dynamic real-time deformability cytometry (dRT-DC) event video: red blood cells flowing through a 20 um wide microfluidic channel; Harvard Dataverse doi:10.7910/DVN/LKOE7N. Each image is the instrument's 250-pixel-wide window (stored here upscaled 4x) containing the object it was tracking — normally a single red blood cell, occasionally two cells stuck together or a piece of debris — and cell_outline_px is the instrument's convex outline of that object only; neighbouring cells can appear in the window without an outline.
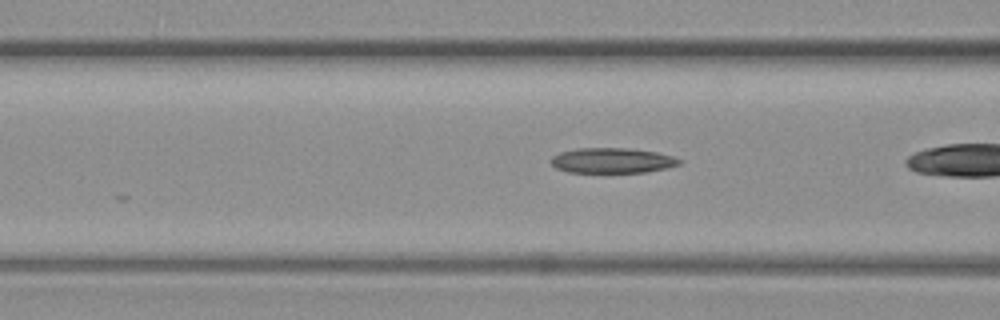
{"species": "common noctule bat (a hibernating species)", "species_latin": "Nyctalus noctula", "temperature_condition": "warm", "stored_images_in_passage": 29, "camera_frame_rate_fps": 3000, "um_per_image_px": 0.085, "animal": {"sex": "female", "body_mass_g": 19.3, "forearm_length_mm": 54.1}, "frame": {"image": 1, "passage_image": 20, "time_ms": 6.333, "image_size_px": [1000, 320], "cell_outline_px": [[680, 164], [668, 168], [644, 172], [568, 172], [556, 168], [548, 160], [552, 156], [560, 152], [576, 148], [628, 148], [656, 152], [672, 156], [680, 160]], "centroid_in_image_um": [51.99, 13.64], "position_along_channel_um": 114.6, "area_um2": 18.84}}
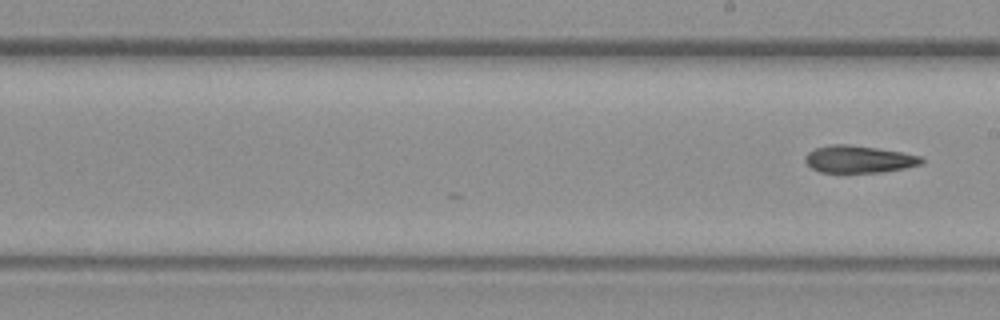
{"frame": {"image": 2, "passage_image": 29, "time_ms": 9.333, "image_size_px": [1000, 320], "cell_outline_px": [[924, 164], [904, 168], [880, 172], [820, 172], [812, 168], [804, 160], [804, 156], [808, 152], [816, 148], [832, 144], [848, 144], [876, 148], [900, 152], [920, 156], [924, 160]], "centroid_in_image_um": [72.99, 13.53], "position_along_channel_um": 216.0, "area_um2": 18.32}}